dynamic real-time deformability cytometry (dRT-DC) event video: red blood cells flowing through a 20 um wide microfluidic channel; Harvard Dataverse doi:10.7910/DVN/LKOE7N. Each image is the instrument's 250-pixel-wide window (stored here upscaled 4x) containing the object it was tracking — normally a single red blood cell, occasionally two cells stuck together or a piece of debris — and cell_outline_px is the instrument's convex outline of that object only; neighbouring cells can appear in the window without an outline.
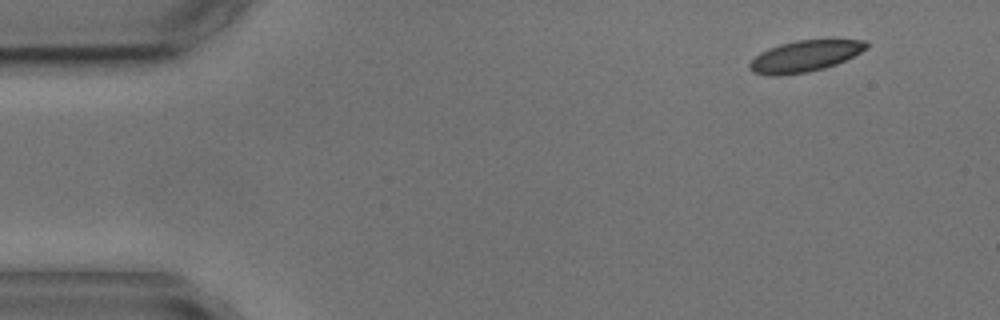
{"species": "common noctule bat (a hibernating species)", "species_latin": "Nyctalus noctula", "temperature_condition": "cold", "stored_images_in_passage": 4, "camera_frame_rate_fps": 3000, "um_per_image_px": 0.085, "animal": {"sex": "male", "body_mass_g": 17.9, "forearm_length_mm": 54.2}, "frame": {"image": 1, "passage_image": 1, "time_ms": 0.0, "image_size_px": [1000, 320], "cell_outline_px": [[868, 48], [836, 64], [824, 68], [808, 72], [780, 76], [772, 76], [752, 72], [748, 68], [748, 64], [760, 52], [768, 48], [780, 44], [796, 40], [832, 36], [868, 40]], "centroid_in_image_um": [68.48, 4.71], "position_along_channel_um": 16.5, "area_um2": 22.31}}
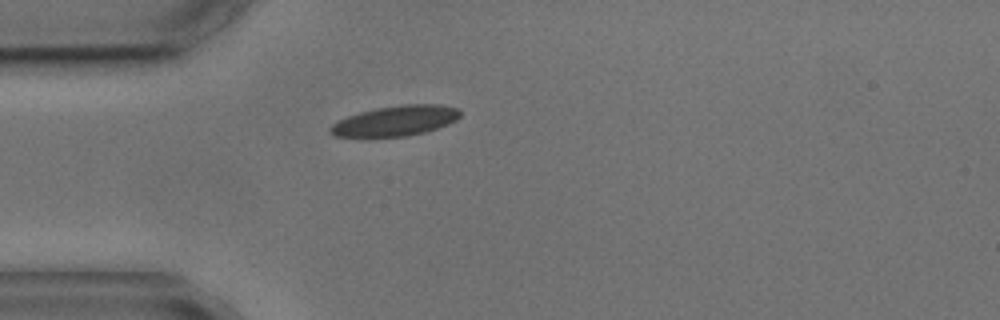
{"frame": {"image": 2, "passage_image": 4, "time_ms": 3.333, "image_size_px": [1000, 320], "cell_outline_px": [[460, 116], [456, 120], [448, 124], [424, 132], [408, 136], [368, 140], [336, 136], [328, 132], [328, 128], [332, 124], [348, 116], [360, 112], [376, 108], [404, 104], [440, 104], [460, 108]], "centroid_in_image_um": [33.55, 10.31], "position_along_channel_um": 51.4, "area_um2": 23.76}}